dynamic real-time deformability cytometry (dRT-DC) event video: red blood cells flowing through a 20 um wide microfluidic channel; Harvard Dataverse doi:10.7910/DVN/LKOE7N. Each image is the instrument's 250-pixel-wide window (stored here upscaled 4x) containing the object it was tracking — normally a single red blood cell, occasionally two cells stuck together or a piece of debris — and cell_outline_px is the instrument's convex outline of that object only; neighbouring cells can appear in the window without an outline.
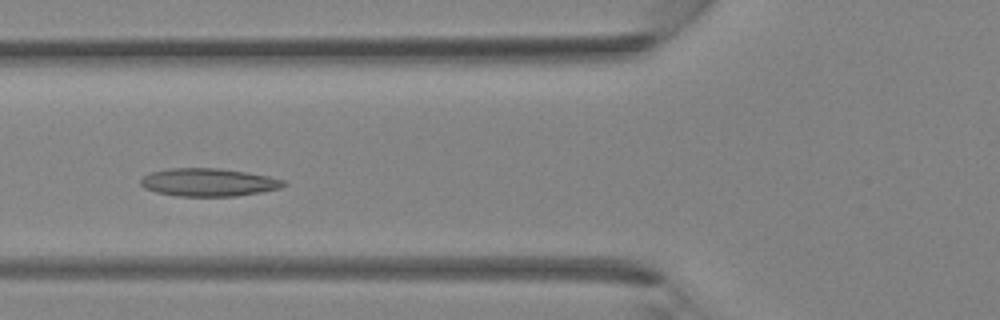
{"species": "Egyptian fruit bat (a non-hibernating species)", "species_latin": "Rousettus aegyptiacus", "temperature_condition": "room temperature", "stored_images_in_passage": 35, "camera_frame_rate_fps": 3000, "um_per_image_px": 0.085, "animal": {"sex": "female"}, "frame": {"image": 1, "passage_image": 12, "time_ms": 3.667, "image_size_px": [1000, 320], "cell_outline_px": [[288, 184], [280, 188], [260, 192], [236, 196], [176, 196], [156, 192], [144, 188], [140, 184], [140, 180], [144, 176], [152, 172], [168, 168], [220, 168], [268, 176], [284, 180]], "centroid_in_image_um": [17.71, 15.5], "position_along_channel_um": 108.1, "area_um2": 23.24}}
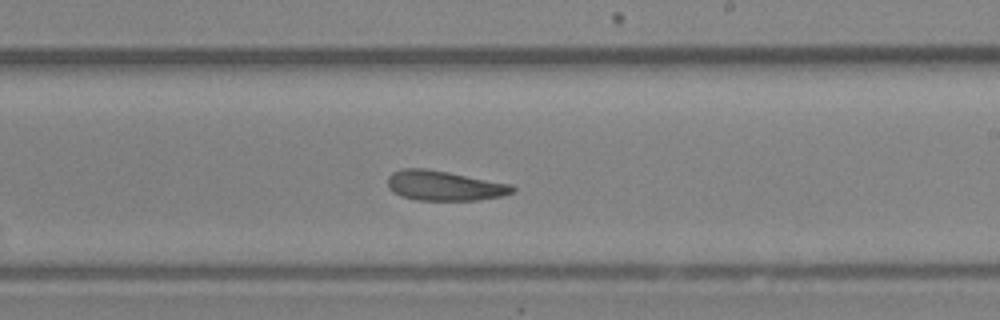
{"frame": {"image": 2, "passage_image": 20, "time_ms": 6.333, "image_size_px": [1000, 320], "cell_outline_px": [[516, 192], [500, 196], [476, 200], [416, 200], [400, 196], [392, 192], [388, 188], [388, 176], [392, 172], [400, 168], [424, 168], [448, 172], [512, 184], [516, 188]], "centroid_in_image_um": [37.74, 15.78], "position_along_channel_um": 251.3, "area_um2": 21.91}}
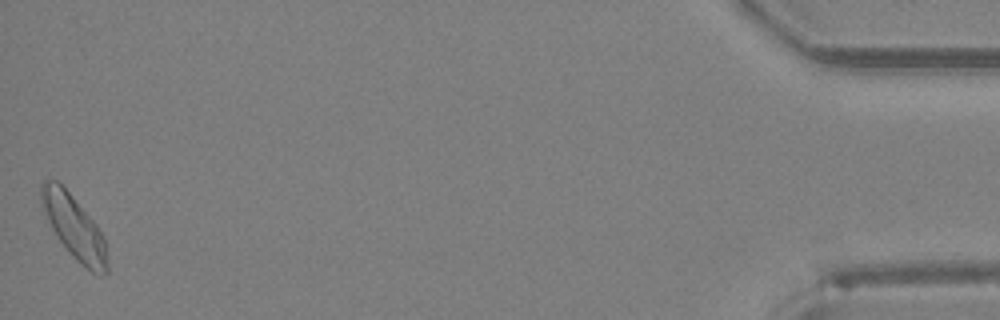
{"frame": {"image": 3, "passage_image": 35, "time_ms": 11.333, "image_size_px": [1000, 320], "cell_outline_px": [[108, 272], [104, 276], [100, 276], [92, 272], [76, 260], [72, 256], [56, 236], [40, 204], [40, 184], [44, 180], [56, 180], [68, 192], [96, 224], [104, 236], [108, 264]], "centroid_in_image_um": [6.3, 19.33], "position_along_channel_um": 428.9, "area_um2": 24.22}}